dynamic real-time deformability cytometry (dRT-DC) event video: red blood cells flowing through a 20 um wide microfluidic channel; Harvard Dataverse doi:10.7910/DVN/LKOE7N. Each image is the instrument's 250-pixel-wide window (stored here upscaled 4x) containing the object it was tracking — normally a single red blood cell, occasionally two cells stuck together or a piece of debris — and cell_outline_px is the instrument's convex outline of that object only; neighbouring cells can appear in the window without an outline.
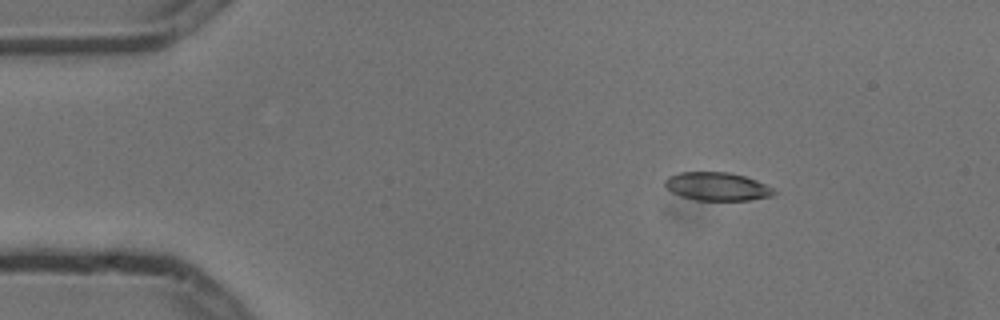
{"species": "common noctule bat (a hibernating species)", "species_latin": "Nyctalus noctula", "temperature_condition": "cold", "stored_images_in_passage": 3, "camera_frame_rate_fps": 3000, "um_per_image_px": 0.085, "animal": {"sex": "male", "body_mass_g": 13.3}, "frame": {"image": 1, "passage_image": 1, "time_ms": 0.0, "image_size_px": [1000, 320], "cell_outline_px": [[776, 192], [772, 196], [748, 200], [696, 200], [680, 196], [672, 192], [664, 184], [664, 180], [668, 176], [680, 172], [728, 172], [744, 176], [756, 180], [772, 188]], "centroid_in_image_um": [60.92, 15.85], "position_along_channel_um": 24.1, "area_um2": 17.86}}